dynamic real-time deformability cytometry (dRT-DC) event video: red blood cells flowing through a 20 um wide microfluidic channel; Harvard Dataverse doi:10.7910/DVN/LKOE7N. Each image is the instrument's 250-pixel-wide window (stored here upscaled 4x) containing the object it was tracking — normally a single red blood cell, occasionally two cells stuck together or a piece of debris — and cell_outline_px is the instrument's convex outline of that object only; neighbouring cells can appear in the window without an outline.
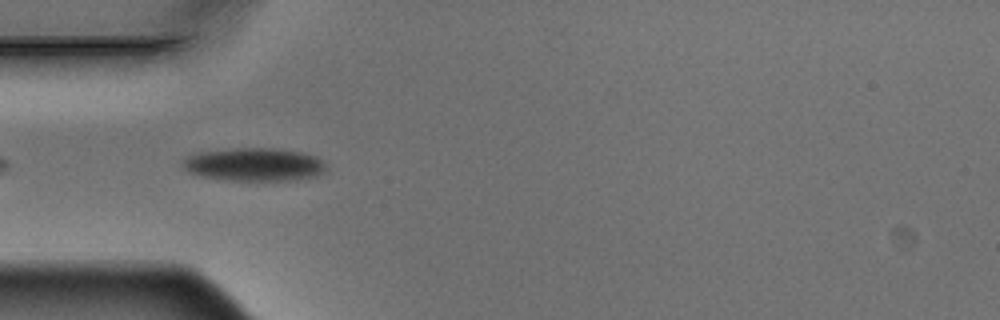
{"species": "Egyptian fruit bat (a non-hibernating species)", "species_latin": "Rousettus aegyptiacus", "temperature_condition": "warm", "stored_images_in_passage": 6, "camera_frame_rate_fps": 3000, "um_per_image_px": 0.085, "animal": {"sex": "male"}, "frame": {"image": 1, "passage_image": 3, "time_ms": 0.667, "image_size_px": [1000, 320], "cell_outline_px": [[328, 172], [316, 176], [288, 180], [228, 180], [200, 176], [188, 172], [184, 168], [184, 160], [188, 156], [196, 152], [232, 148], [272, 148], [300, 152], [316, 156], [328, 168]], "centroid_in_image_um": [21.61, 13.98], "position_along_channel_um": 63.4, "area_um2": 27.69}}
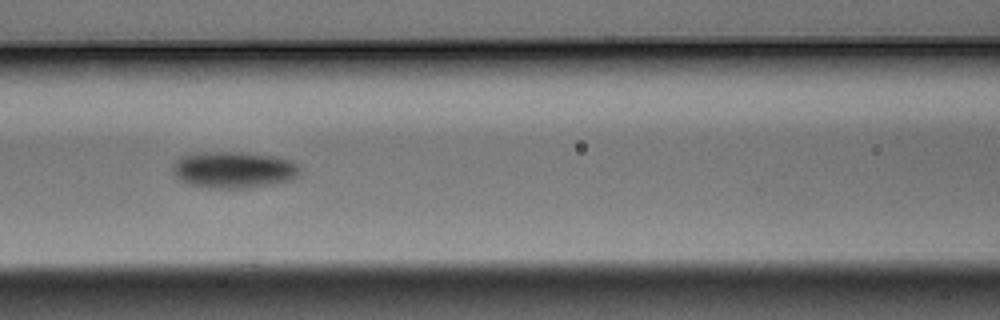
{"frame": {"image": 2, "passage_image": 5, "time_ms": 1.333, "image_size_px": [1000, 320], "cell_outline_px": [[300, 176], [288, 180], [272, 184], [248, 188], [212, 188], [188, 184], [172, 176], [172, 164], [180, 156], [192, 152], [244, 152], [276, 156], [288, 160], [296, 164], [300, 168]], "centroid_in_image_um": [19.8, 14.42], "position_along_channel_um": 146.8, "area_um2": 27.51}}
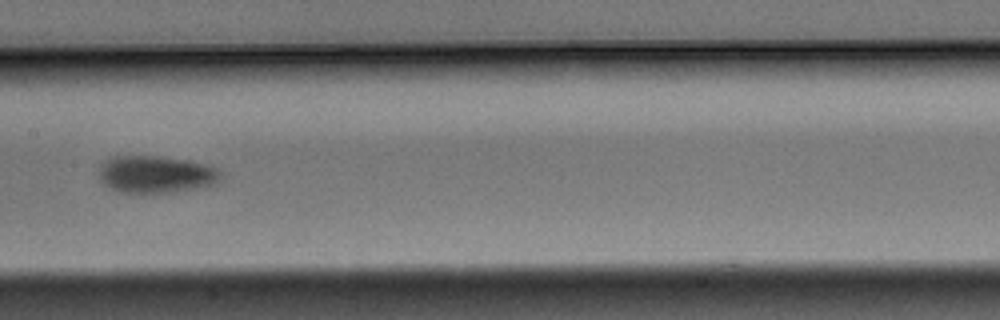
{"frame": {"image": 3, "passage_image": 6, "time_ms": 1.667, "image_size_px": [1000, 320], "cell_outline_px": [[220, 180], [212, 184], [196, 188], [168, 192], [120, 192], [104, 184], [100, 180], [100, 164], [104, 160], [112, 156], [160, 156], [192, 160], [216, 168], [220, 172]], "centroid_in_image_um": [13.23, 14.79], "position_along_channel_um": 194.2, "area_um2": 26.24}}